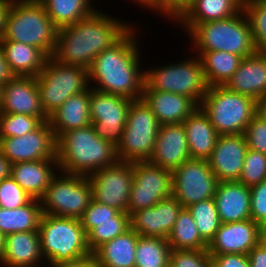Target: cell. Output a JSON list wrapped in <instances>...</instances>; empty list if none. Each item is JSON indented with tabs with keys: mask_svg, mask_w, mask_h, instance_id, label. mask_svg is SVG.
<instances>
[{
	"mask_svg": "<svg viewBox=\"0 0 266 267\" xmlns=\"http://www.w3.org/2000/svg\"><path fill=\"white\" fill-rule=\"evenodd\" d=\"M98 9L89 17L57 29L52 58L89 69L95 57L115 45L134 25Z\"/></svg>",
	"mask_w": 266,
	"mask_h": 267,
	"instance_id": "1",
	"label": "cell"
},
{
	"mask_svg": "<svg viewBox=\"0 0 266 267\" xmlns=\"http://www.w3.org/2000/svg\"><path fill=\"white\" fill-rule=\"evenodd\" d=\"M135 30L133 26L115 45L95 57L88 69L91 88L132 100L141 99L145 70L140 66L141 45Z\"/></svg>",
	"mask_w": 266,
	"mask_h": 267,
	"instance_id": "2",
	"label": "cell"
},
{
	"mask_svg": "<svg viewBox=\"0 0 266 267\" xmlns=\"http://www.w3.org/2000/svg\"><path fill=\"white\" fill-rule=\"evenodd\" d=\"M56 142L59 171L64 173L88 177L119 161L117 147L100 138L92 125L64 132Z\"/></svg>",
	"mask_w": 266,
	"mask_h": 267,
	"instance_id": "3",
	"label": "cell"
},
{
	"mask_svg": "<svg viewBox=\"0 0 266 267\" xmlns=\"http://www.w3.org/2000/svg\"><path fill=\"white\" fill-rule=\"evenodd\" d=\"M57 28L38 0H11L0 40H13L41 49L52 57Z\"/></svg>",
	"mask_w": 266,
	"mask_h": 267,
	"instance_id": "4",
	"label": "cell"
},
{
	"mask_svg": "<svg viewBox=\"0 0 266 267\" xmlns=\"http://www.w3.org/2000/svg\"><path fill=\"white\" fill-rule=\"evenodd\" d=\"M187 34L195 51H224L242 58L257 52L243 9L226 19L196 24Z\"/></svg>",
	"mask_w": 266,
	"mask_h": 267,
	"instance_id": "5",
	"label": "cell"
},
{
	"mask_svg": "<svg viewBox=\"0 0 266 267\" xmlns=\"http://www.w3.org/2000/svg\"><path fill=\"white\" fill-rule=\"evenodd\" d=\"M38 233L41 251L48 266L91 254L80 219L42 214Z\"/></svg>",
	"mask_w": 266,
	"mask_h": 267,
	"instance_id": "6",
	"label": "cell"
},
{
	"mask_svg": "<svg viewBox=\"0 0 266 267\" xmlns=\"http://www.w3.org/2000/svg\"><path fill=\"white\" fill-rule=\"evenodd\" d=\"M199 107L219 135L244 134L256 115L257 101L225 86L208 87Z\"/></svg>",
	"mask_w": 266,
	"mask_h": 267,
	"instance_id": "7",
	"label": "cell"
},
{
	"mask_svg": "<svg viewBox=\"0 0 266 267\" xmlns=\"http://www.w3.org/2000/svg\"><path fill=\"white\" fill-rule=\"evenodd\" d=\"M40 102L49 118L69 97L90 88L88 69L48 57L36 76Z\"/></svg>",
	"mask_w": 266,
	"mask_h": 267,
	"instance_id": "8",
	"label": "cell"
},
{
	"mask_svg": "<svg viewBox=\"0 0 266 267\" xmlns=\"http://www.w3.org/2000/svg\"><path fill=\"white\" fill-rule=\"evenodd\" d=\"M190 57L145 71L143 90H158L182 94L192 99L198 106L205 96L208 85L206 83L202 62Z\"/></svg>",
	"mask_w": 266,
	"mask_h": 267,
	"instance_id": "9",
	"label": "cell"
},
{
	"mask_svg": "<svg viewBox=\"0 0 266 267\" xmlns=\"http://www.w3.org/2000/svg\"><path fill=\"white\" fill-rule=\"evenodd\" d=\"M39 199L42 214L80 219L92 201L87 176L58 171Z\"/></svg>",
	"mask_w": 266,
	"mask_h": 267,
	"instance_id": "10",
	"label": "cell"
},
{
	"mask_svg": "<svg viewBox=\"0 0 266 267\" xmlns=\"http://www.w3.org/2000/svg\"><path fill=\"white\" fill-rule=\"evenodd\" d=\"M160 123L142 99L131 102L121 142L119 161H148L153 153Z\"/></svg>",
	"mask_w": 266,
	"mask_h": 267,
	"instance_id": "11",
	"label": "cell"
},
{
	"mask_svg": "<svg viewBox=\"0 0 266 267\" xmlns=\"http://www.w3.org/2000/svg\"><path fill=\"white\" fill-rule=\"evenodd\" d=\"M218 182L207 159L190 158L172 170V195L187 208L213 198Z\"/></svg>",
	"mask_w": 266,
	"mask_h": 267,
	"instance_id": "12",
	"label": "cell"
},
{
	"mask_svg": "<svg viewBox=\"0 0 266 267\" xmlns=\"http://www.w3.org/2000/svg\"><path fill=\"white\" fill-rule=\"evenodd\" d=\"M133 182L127 214L153 207L160 200L172 196V171L148 161L132 162Z\"/></svg>",
	"mask_w": 266,
	"mask_h": 267,
	"instance_id": "13",
	"label": "cell"
},
{
	"mask_svg": "<svg viewBox=\"0 0 266 267\" xmlns=\"http://www.w3.org/2000/svg\"><path fill=\"white\" fill-rule=\"evenodd\" d=\"M132 101L121 95L92 88L89 111L95 133L117 147L122 139Z\"/></svg>",
	"mask_w": 266,
	"mask_h": 267,
	"instance_id": "14",
	"label": "cell"
},
{
	"mask_svg": "<svg viewBox=\"0 0 266 267\" xmlns=\"http://www.w3.org/2000/svg\"><path fill=\"white\" fill-rule=\"evenodd\" d=\"M93 200L127 212L129 194L133 182L132 162L116 164L95 171L88 176Z\"/></svg>",
	"mask_w": 266,
	"mask_h": 267,
	"instance_id": "15",
	"label": "cell"
},
{
	"mask_svg": "<svg viewBox=\"0 0 266 267\" xmlns=\"http://www.w3.org/2000/svg\"><path fill=\"white\" fill-rule=\"evenodd\" d=\"M56 138L49 120L19 137H0V152L11 163L57 160Z\"/></svg>",
	"mask_w": 266,
	"mask_h": 267,
	"instance_id": "16",
	"label": "cell"
},
{
	"mask_svg": "<svg viewBox=\"0 0 266 267\" xmlns=\"http://www.w3.org/2000/svg\"><path fill=\"white\" fill-rule=\"evenodd\" d=\"M265 237L264 229L251 219L222 223L207 246L209 254L247 255Z\"/></svg>",
	"mask_w": 266,
	"mask_h": 267,
	"instance_id": "17",
	"label": "cell"
},
{
	"mask_svg": "<svg viewBox=\"0 0 266 267\" xmlns=\"http://www.w3.org/2000/svg\"><path fill=\"white\" fill-rule=\"evenodd\" d=\"M247 149L244 134L218 136L207 161L219 182L239 180Z\"/></svg>",
	"mask_w": 266,
	"mask_h": 267,
	"instance_id": "18",
	"label": "cell"
},
{
	"mask_svg": "<svg viewBox=\"0 0 266 267\" xmlns=\"http://www.w3.org/2000/svg\"><path fill=\"white\" fill-rule=\"evenodd\" d=\"M0 113L38 116L43 122L49 120L45 115L34 76H14L2 86Z\"/></svg>",
	"mask_w": 266,
	"mask_h": 267,
	"instance_id": "19",
	"label": "cell"
},
{
	"mask_svg": "<svg viewBox=\"0 0 266 267\" xmlns=\"http://www.w3.org/2000/svg\"><path fill=\"white\" fill-rule=\"evenodd\" d=\"M182 205L172 195L160 200L153 207L138 210L130 215V228L145 237L167 239Z\"/></svg>",
	"mask_w": 266,
	"mask_h": 267,
	"instance_id": "20",
	"label": "cell"
},
{
	"mask_svg": "<svg viewBox=\"0 0 266 267\" xmlns=\"http://www.w3.org/2000/svg\"><path fill=\"white\" fill-rule=\"evenodd\" d=\"M188 159L190 153L183 124L160 125L154 150L148 162L172 171Z\"/></svg>",
	"mask_w": 266,
	"mask_h": 267,
	"instance_id": "21",
	"label": "cell"
},
{
	"mask_svg": "<svg viewBox=\"0 0 266 267\" xmlns=\"http://www.w3.org/2000/svg\"><path fill=\"white\" fill-rule=\"evenodd\" d=\"M243 9V0H190L172 18L189 32L196 24L229 18Z\"/></svg>",
	"mask_w": 266,
	"mask_h": 267,
	"instance_id": "22",
	"label": "cell"
},
{
	"mask_svg": "<svg viewBox=\"0 0 266 267\" xmlns=\"http://www.w3.org/2000/svg\"><path fill=\"white\" fill-rule=\"evenodd\" d=\"M232 92L256 101L266 95V52H256L241 60L238 69L224 85Z\"/></svg>",
	"mask_w": 266,
	"mask_h": 267,
	"instance_id": "23",
	"label": "cell"
},
{
	"mask_svg": "<svg viewBox=\"0 0 266 267\" xmlns=\"http://www.w3.org/2000/svg\"><path fill=\"white\" fill-rule=\"evenodd\" d=\"M213 198L221 223L251 219L250 187L238 181L218 182Z\"/></svg>",
	"mask_w": 266,
	"mask_h": 267,
	"instance_id": "24",
	"label": "cell"
},
{
	"mask_svg": "<svg viewBox=\"0 0 266 267\" xmlns=\"http://www.w3.org/2000/svg\"><path fill=\"white\" fill-rule=\"evenodd\" d=\"M141 99L156 116L160 125L183 123L198 107L185 95L158 90H143Z\"/></svg>",
	"mask_w": 266,
	"mask_h": 267,
	"instance_id": "25",
	"label": "cell"
},
{
	"mask_svg": "<svg viewBox=\"0 0 266 267\" xmlns=\"http://www.w3.org/2000/svg\"><path fill=\"white\" fill-rule=\"evenodd\" d=\"M43 257L38 231L17 232L5 236L0 267H42Z\"/></svg>",
	"mask_w": 266,
	"mask_h": 267,
	"instance_id": "26",
	"label": "cell"
},
{
	"mask_svg": "<svg viewBox=\"0 0 266 267\" xmlns=\"http://www.w3.org/2000/svg\"><path fill=\"white\" fill-rule=\"evenodd\" d=\"M58 170L59 164L57 160L18 162L12 164L10 177L31 198L40 199L56 175L55 173H58Z\"/></svg>",
	"mask_w": 266,
	"mask_h": 267,
	"instance_id": "27",
	"label": "cell"
},
{
	"mask_svg": "<svg viewBox=\"0 0 266 267\" xmlns=\"http://www.w3.org/2000/svg\"><path fill=\"white\" fill-rule=\"evenodd\" d=\"M90 93L91 87L80 94L69 97L49 117L56 139L64 132L91 125Z\"/></svg>",
	"mask_w": 266,
	"mask_h": 267,
	"instance_id": "28",
	"label": "cell"
},
{
	"mask_svg": "<svg viewBox=\"0 0 266 267\" xmlns=\"http://www.w3.org/2000/svg\"><path fill=\"white\" fill-rule=\"evenodd\" d=\"M190 158L207 159L215 147L219 134L210 119L198 106L184 121Z\"/></svg>",
	"mask_w": 266,
	"mask_h": 267,
	"instance_id": "29",
	"label": "cell"
},
{
	"mask_svg": "<svg viewBox=\"0 0 266 267\" xmlns=\"http://www.w3.org/2000/svg\"><path fill=\"white\" fill-rule=\"evenodd\" d=\"M0 44L15 76L36 77L44 68L48 56L41 49L13 40H0Z\"/></svg>",
	"mask_w": 266,
	"mask_h": 267,
	"instance_id": "30",
	"label": "cell"
},
{
	"mask_svg": "<svg viewBox=\"0 0 266 267\" xmlns=\"http://www.w3.org/2000/svg\"><path fill=\"white\" fill-rule=\"evenodd\" d=\"M139 234L131 228L104 243L93 254L98 267H135V252Z\"/></svg>",
	"mask_w": 266,
	"mask_h": 267,
	"instance_id": "31",
	"label": "cell"
},
{
	"mask_svg": "<svg viewBox=\"0 0 266 267\" xmlns=\"http://www.w3.org/2000/svg\"><path fill=\"white\" fill-rule=\"evenodd\" d=\"M202 62L208 87L224 86L236 72L243 59L241 56L224 51H197Z\"/></svg>",
	"mask_w": 266,
	"mask_h": 267,
	"instance_id": "32",
	"label": "cell"
},
{
	"mask_svg": "<svg viewBox=\"0 0 266 267\" xmlns=\"http://www.w3.org/2000/svg\"><path fill=\"white\" fill-rule=\"evenodd\" d=\"M41 215L40 200L34 198L16 209L0 207V231L5 236L17 232L38 231Z\"/></svg>",
	"mask_w": 266,
	"mask_h": 267,
	"instance_id": "33",
	"label": "cell"
},
{
	"mask_svg": "<svg viewBox=\"0 0 266 267\" xmlns=\"http://www.w3.org/2000/svg\"><path fill=\"white\" fill-rule=\"evenodd\" d=\"M59 29L75 24L93 14L96 9L92 0H38ZM94 7V8H93Z\"/></svg>",
	"mask_w": 266,
	"mask_h": 267,
	"instance_id": "34",
	"label": "cell"
},
{
	"mask_svg": "<svg viewBox=\"0 0 266 267\" xmlns=\"http://www.w3.org/2000/svg\"><path fill=\"white\" fill-rule=\"evenodd\" d=\"M167 241L171 249L207 250L208 246L201 238L194 218L187 208H182L179 212Z\"/></svg>",
	"mask_w": 266,
	"mask_h": 267,
	"instance_id": "35",
	"label": "cell"
},
{
	"mask_svg": "<svg viewBox=\"0 0 266 267\" xmlns=\"http://www.w3.org/2000/svg\"><path fill=\"white\" fill-rule=\"evenodd\" d=\"M171 247L162 237H145L139 235L135 267H169Z\"/></svg>",
	"mask_w": 266,
	"mask_h": 267,
	"instance_id": "36",
	"label": "cell"
},
{
	"mask_svg": "<svg viewBox=\"0 0 266 267\" xmlns=\"http://www.w3.org/2000/svg\"><path fill=\"white\" fill-rule=\"evenodd\" d=\"M187 209L194 218L201 238L209 244L222 224L214 198L195 203Z\"/></svg>",
	"mask_w": 266,
	"mask_h": 267,
	"instance_id": "37",
	"label": "cell"
},
{
	"mask_svg": "<svg viewBox=\"0 0 266 267\" xmlns=\"http://www.w3.org/2000/svg\"><path fill=\"white\" fill-rule=\"evenodd\" d=\"M129 229L130 216L126 212H119L114 217V221L96 223V227L87 234V246L93 254L104 243L124 234Z\"/></svg>",
	"mask_w": 266,
	"mask_h": 267,
	"instance_id": "38",
	"label": "cell"
},
{
	"mask_svg": "<svg viewBox=\"0 0 266 267\" xmlns=\"http://www.w3.org/2000/svg\"><path fill=\"white\" fill-rule=\"evenodd\" d=\"M243 10L249 20L257 51L266 52V2L243 0Z\"/></svg>",
	"mask_w": 266,
	"mask_h": 267,
	"instance_id": "39",
	"label": "cell"
},
{
	"mask_svg": "<svg viewBox=\"0 0 266 267\" xmlns=\"http://www.w3.org/2000/svg\"><path fill=\"white\" fill-rule=\"evenodd\" d=\"M42 123L38 116L0 113V137H19L34 131Z\"/></svg>",
	"mask_w": 266,
	"mask_h": 267,
	"instance_id": "40",
	"label": "cell"
},
{
	"mask_svg": "<svg viewBox=\"0 0 266 267\" xmlns=\"http://www.w3.org/2000/svg\"><path fill=\"white\" fill-rule=\"evenodd\" d=\"M264 180H266V155L248 148L238 182L251 188Z\"/></svg>",
	"mask_w": 266,
	"mask_h": 267,
	"instance_id": "41",
	"label": "cell"
},
{
	"mask_svg": "<svg viewBox=\"0 0 266 267\" xmlns=\"http://www.w3.org/2000/svg\"><path fill=\"white\" fill-rule=\"evenodd\" d=\"M170 267H213L207 250L171 249Z\"/></svg>",
	"mask_w": 266,
	"mask_h": 267,
	"instance_id": "42",
	"label": "cell"
},
{
	"mask_svg": "<svg viewBox=\"0 0 266 267\" xmlns=\"http://www.w3.org/2000/svg\"><path fill=\"white\" fill-rule=\"evenodd\" d=\"M31 199L11 177L0 181V207L16 209L27 204Z\"/></svg>",
	"mask_w": 266,
	"mask_h": 267,
	"instance_id": "43",
	"label": "cell"
},
{
	"mask_svg": "<svg viewBox=\"0 0 266 267\" xmlns=\"http://www.w3.org/2000/svg\"><path fill=\"white\" fill-rule=\"evenodd\" d=\"M120 211L105 204H101L96 200L90 202V205L85 210L80 218V222L86 235L96 227V223L105 221H114V217Z\"/></svg>",
	"mask_w": 266,
	"mask_h": 267,
	"instance_id": "44",
	"label": "cell"
},
{
	"mask_svg": "<svg viewBox=\"0 0 266 267\" xmlns=\"http://www.w3.org/2000/svg\"><path fill=\"white\" fill-rule=\"evenodd\" d=\"M244 136L249 149L266 155V121L256 114L247 125Z\"/></svg>",
	"mask_w": 266,
	"mask_h": 267,
	"instance_id": "45",
	"label": "cell"
},
{
	"mask_svg": "<svg viewBox=\"0 0 266 267\" xmlns=\"http://www.w3.org/2000/svg\"><path fill=\"white\" fill-rule=\"evenodd\" d=\"M251 190V220L262 228L266 226V180L254 185Z\"/></svg>",
	"mask_w": 266,
	"mask_h": 267,
	"instance_id": "46",
	"label": "cell"
},
{
	"mask_svg": "<svg viewBox=\"0 0 266 267\" xmlns=\"http://www.w3.org/2000/svg\"><path fill=\"white\" fill-rule=\"evenodd\" d=\"M213 267H250L247 255L239 253L210 254Z\"/></svg>",
	"mask_w": 266,
	"mask_h": 267,
	"instance_id": "47",
	"label": "cell"
},
{
	"mask_svg": "<svg viewBox=\"0 0 266 267\" xmlns=\"http://www.w3.org/2000/svg\"><path fill=\"white\" fill-rule=\"evenodd\" d=\"M250 267H266V236L247 254Z\"/></svg>",
	"mask_w": 266,
	"mask_h": 267,
	"instance_id": "48",
	"label": "cell"
},
{
	"mask_svg": "<svg viewBox=\"0 0 266 267\" xmlns=\"http://www.w3.org/2000/svg\"><path fill=\"white\" fill-rule=\"evenodd\" d=\"M49 267H98L94 254L74 261L61 262Z\"/></svg>",
	"mask_w": 266,
	"mask_h": 267,
	"instance_id": "49",
	"label": "cell"
},
{
	"mask_svg": "<svg viewBox=\"0 0 266 267\" xmlns=\"http://www.w3.org/2000/svg\"><path fill=\"white\" fill-rule=\"evenodd\" d=\"M14 76L15 74L11 71L8 62L6 61L3 47L0 44V85L4 86Z\"/></svg>",
	"mask_w": 266,
	"mask_h": 267,
	"instance_id": "50",
	"label": "cell"
},
{
	"mask_svg": "<svg viewBox=\"0 0 266 267\" xmlns=\"http://www.w3.org/2000/svg\"><path fill=\"white\" fill-rule=\"evenodd\" d=\"M134 2L137 1L139 5H143V8H147L151 11H158L161 13V16H166L167 17V7L160 1V0H133Z\"/></svg>",
	"mask_w": 266,
	"mask_h": 267,
	"instance_id": "51",
	"label": "cell"
},
{
	"mask_svg": "<svg viewBox=\"0 0 266 267\" xmlns=\"http://www.w3.org/2000/svg\"><path fill=\"white\" fill-rule=\"evenodd\" d=\"M167 7V18L171 19L181 9V0H160Z\"/></svg>",
	"mask_w": 266,
	"mask_h": 267,
	"instance_id": "52",
	"label": "cell"
},
{
	"mask_svg": "<svg viewBox=\"0 0 266 267\" xmlns=\"http://www.w3.org/2000/svg\"><path fill=\"white\" fill-rule=\"evenodd\" d=\"M11 0H0V38L5 29V18L10 7Z\"/></svg>",
	"mask_w": 266,
	"mask_h": 267,
	"instance_id": "53",
	"label": "cell"
},
{
	"mask_svg": "<svg viewBox=\"0 0 266 267\" xmlns=\"http://www.w3.org/2000/svg\"><path fill=\"white\" fill-rule=\"evenodd\" d=\"M11 166L12 164L0 152V181L10 177Z\"/></svg>",
	"mask_w": 266,
	"mask_h": 267,
	"instance_id": "54",
	"label": "cell"
},
{
	"mask_svg": "<svg viewBox=\"0 0 266 267\" xmlns=\"http://www.w3.org/2000/svg\"><path fill=\"white\" fill-rule=\"evenodd\" d=\"M256 114L266 121V95L257 100Z\"/></svg>",
	"mask_w": 266,
	"mask_h": 267,
	"instance_id": "55",
	"label": "cell"
},
{
	"mask_svg": "<svg viewBox=\"0 0 266 267\" xmlns=\"http://www.w3.org/2000/svg\"><path fill=\"white\" fill-rule=\"evenodd\" d=\"M5 248V235L0 231V261L2 259Z\"/></svg>",
	"mask_w": 266,
	"mask_h": 267,
	"instance_id": "56",
	"label": "cell"
},
{
	"mask_svg": "<svg viewBox=\"0 0 266 267\" xmlns=\"http://www.w3.org/2000/svg\"><path fill=\"white\" fill-rule=\"evenodd\" d=\"M2 104V86L0 85V107Z\"/></svg>",
	"mask_w": 266,
	"mask_h": 267,
	"instance_id": "57",
	"label": "cell"
},
{
	"mask_svg": "<svg viewBox=\"0 0 266 267\" xmlns=\"http://www.w3.org/2000/svg\"><path fill=\"white\" fill-rule=\"evenodd\" d=\"M190 0H181V8Z\"/></svg>",
	"mask_w": 266,
	"mask_h": 267,
	"instance_id": "58",
	"label": "cell"
},
{
	"mask_svg": "<svg viewBox=\"0 0 266 267\" xmlns=\"http://www.w3.org/2000/svg\"><path fill=\"white\" fill-rule=\"evenodd\" d=\"M263 229H264V233H265V236H266V226Z\"/></svg>",
	"mask_w": 266,
	"mask_h": 267,
	"instance_id": "59",
	"label": "cell"
}]
</instances>
